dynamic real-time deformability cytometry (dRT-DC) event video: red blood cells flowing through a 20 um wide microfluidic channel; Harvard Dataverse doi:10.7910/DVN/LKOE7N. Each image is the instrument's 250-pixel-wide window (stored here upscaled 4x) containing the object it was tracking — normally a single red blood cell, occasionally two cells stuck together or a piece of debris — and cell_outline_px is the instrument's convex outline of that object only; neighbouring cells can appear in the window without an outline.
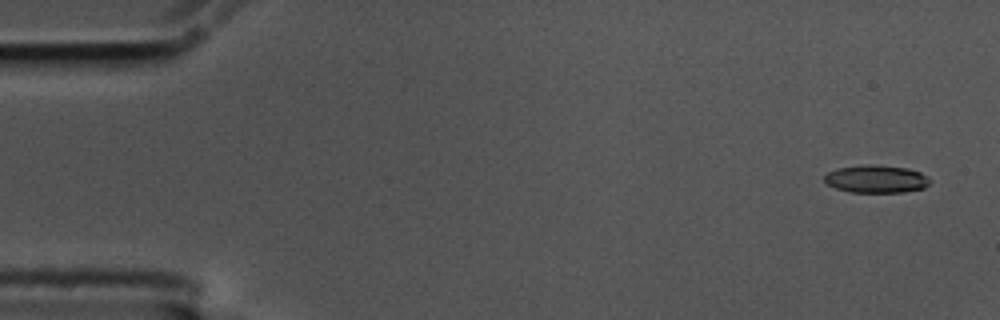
{"species": "common noctule bat (a hibernating species)", "species_latin": "Nyctalus noctula", "temperature_condition": "cold", "stored_images_in_passage": 57, "camera_frame_rate_fps": 3000, "um_per_image_px": 0.085, "animal": {"sex": "male", "body_mass_g": 17.5, "forearm_length_mm": 52.3}, "frame": {"image": 1, "passage_image": 3, "time_ms": 0.667, "image_size_px": [1000, 320], "cell_outline_px": [[928, 184], [924, 188], [904, 192], [852, 192], [836, 188], [828, 184], [824, 180], [824, 176], [828, 172], [836, 168], [864, 164], [872, 164], [908, 168], [920, 172], [928, 176]], "centroid_in_image_um": [74.47, 15.2], "position_along_channel_um": 10.5, "area_um2": 17.05}}
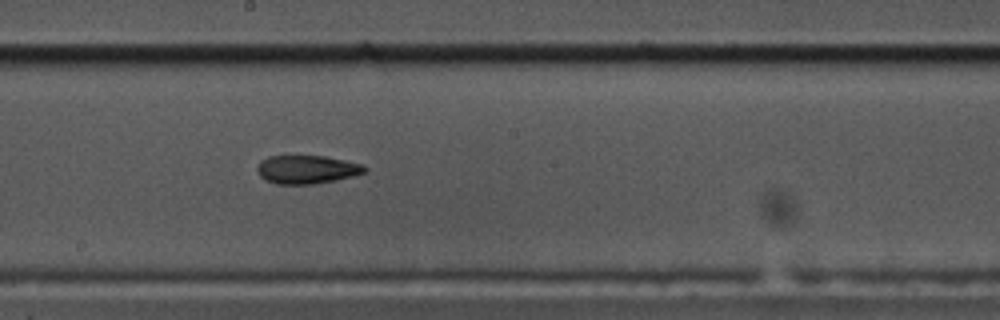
{"frame": {"image": 2, "passage_image": 31, "time_ms": 10.0, "image_size_px": [1000, 320], "cell_outline_px": [[368, 168], [364, 172], [352, 176], [336, 180], [312, 184], [276, 184], [264, 180], [260, 176], [256, 168], [260, 160], [268, 156], [324, 156], [364, 164]], "centroid_in_image_um": [26.06, 14.4], "position_along_channel_um": 222.1, "area_um2": 17.86}}
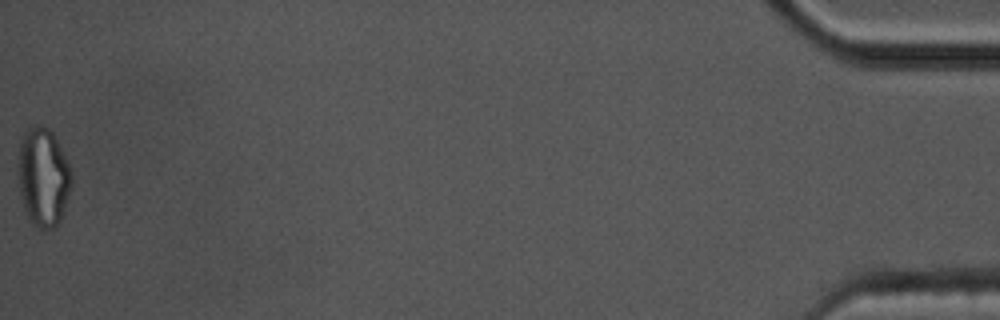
{"frame": {"image": 3, "passage_image": 57, "time_ms": 18.667, "image_size_px": [1000, 320], "cell_outline_px": [[72, 184], [68, 200], [60, 220], [52, 228], [40, 228], [32, 224], [24, 212], [16, 172], [20, 140], [24, 132], [28, 128], [36, 124], [40, 124], [48, 128], [52, 132], [64, 152], [72, 172]], "centroid_in_image_um": [3.66, 15.02], "position_along_channel_um": 431.5, "area_um2": 31.39}, "authors_computed_cell_mechanics": {"area_um2": 18.0336, "velocity_mm_per_s": 3.5732, "shape_relaxation_time_tau1_ms": 9.8796, "shape_relaxation_time_tau2_ms": 5.674, "deformation_change_tau1": 0.2287, "deformation_change_tau2": 0.1318}}